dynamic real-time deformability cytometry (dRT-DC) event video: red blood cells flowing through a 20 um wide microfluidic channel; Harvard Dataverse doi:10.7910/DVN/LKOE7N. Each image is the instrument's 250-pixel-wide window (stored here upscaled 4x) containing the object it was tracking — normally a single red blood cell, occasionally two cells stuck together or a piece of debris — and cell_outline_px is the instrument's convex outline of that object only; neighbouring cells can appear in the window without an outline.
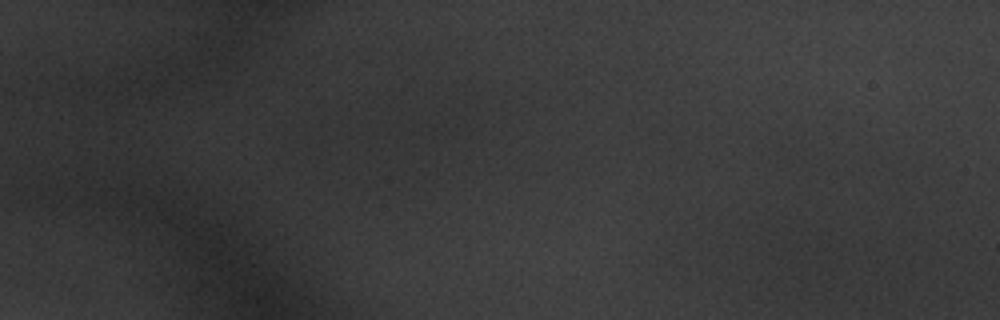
{"species": "common noctule bat (a hibernating species)", "species_latin": "Nyctalus noctula", "temperature_condition": "warm", "stored_images_in_passage": 16, "segment_of_instrument_passage": [2, 2], "camera_frame_rate_fps": 3000, "um_per_image_px": 0.085, "animal": {"sex": "male", "body_mass_g": 20.1, "forearm_length_mm": 53.5}, "frame": {"image": 1, "passage_image": 16, "time_ms": 5.0, "image_size_px": [1000, 320], "cell_outline_px": [[488, 108], [468, 136], [444, 136], [424, 128], [428, 124], [464, 92], [476, 96]], "centroid_in_image_um": [39.0, 9.93], "position_along_channel_um": 46.0, "area_um2": 11.56}}